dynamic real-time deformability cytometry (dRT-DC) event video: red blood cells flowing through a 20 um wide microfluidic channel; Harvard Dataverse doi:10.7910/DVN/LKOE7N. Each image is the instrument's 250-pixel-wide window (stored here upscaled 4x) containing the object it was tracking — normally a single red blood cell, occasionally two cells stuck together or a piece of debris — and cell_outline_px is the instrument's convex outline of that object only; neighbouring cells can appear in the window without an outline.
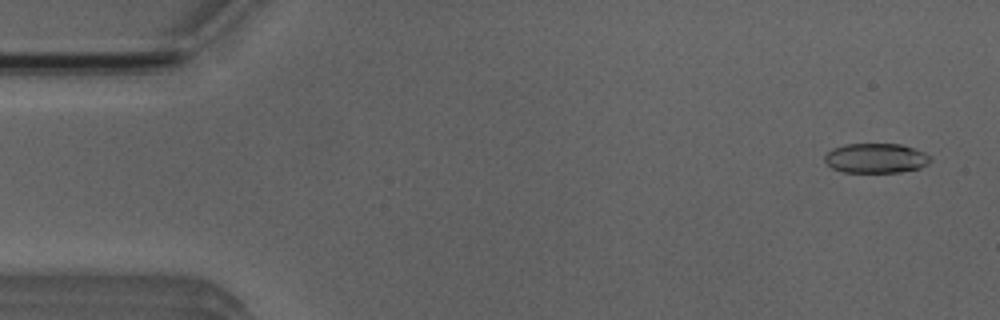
{"species": "Egyptian fruit bat (a non-hibernating species)", "species_latin": "Rousettus aegyptiacus", "temperature_condition": "room temperature", "stored_images_in_passage": 16, "camera_frame_rate_fps": 3000, "um_per_image_px": 0.085, "animal": {"sex": "male"}, "frame": {"image": 1, "passage_image": 3, "time_ms": 0.667, "image_size_px": [1000, 320], "cell_outline_px": [[932, 160], [928, 164], [920, 168], [900, 172], [844, 172], [832, 168], [824, 160], [824, 156], [832, 148], [844, 144], [900, 144], [924, 152], [932, 156]], "centroid_in_image_um": [74.47, 13.44], "position_along_channel_um": 10.5, "area_um2": 18.38}}